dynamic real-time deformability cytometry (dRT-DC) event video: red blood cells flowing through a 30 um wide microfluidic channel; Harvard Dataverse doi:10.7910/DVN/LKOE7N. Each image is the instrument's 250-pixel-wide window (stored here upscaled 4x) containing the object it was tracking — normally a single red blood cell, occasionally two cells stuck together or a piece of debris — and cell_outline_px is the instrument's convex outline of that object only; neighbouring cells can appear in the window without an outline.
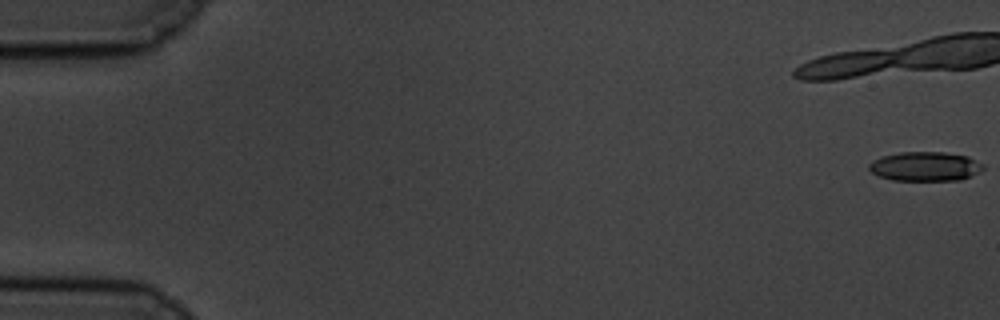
{"species": "common noctule bat (a hibernating species)", "species_latin": "Nyctalus noctula", "temperature_condition": "cold", "stored_images_in_passage": 47, "camera_frame_rate_fps": 3000, "um_per_image_px": 0.085, "animal": {"sex": "male", "body_mass_g": 19.5, "forearm_length_mm": 54.6}, "frame": {"image": 1, "passage_image": 1, "time_ms": 0.0, "image_size_px": [1000, 320], "cell_outline_px": [[984, 168], [980, 172], [960, 180], [892, 180], [880, 176], [872, 172], [868, 168], [868, 164], [872, 160], [880, 156], [900, 152], [944, 152], [968, 156], [984, 164]], "centroid_in_image_um": [78.64, 14.13], "position_along_channel_um": 6.4, "area_um2": 19.59}}